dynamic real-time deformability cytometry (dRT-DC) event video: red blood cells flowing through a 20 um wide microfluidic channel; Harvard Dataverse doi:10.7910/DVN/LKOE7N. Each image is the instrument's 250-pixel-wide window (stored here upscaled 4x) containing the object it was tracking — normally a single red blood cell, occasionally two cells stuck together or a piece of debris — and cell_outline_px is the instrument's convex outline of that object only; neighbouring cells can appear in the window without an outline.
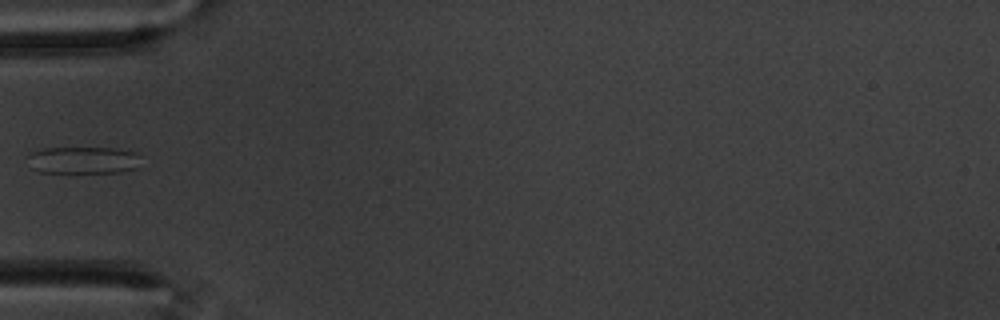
{"species": "common noctule bat (a hibernating species)", "species_latin": "Nyctalus noctula", "temperature_condition": "warm", "stored_images_in_passage": 39, "camera_frame_rate_fps": 3000, "um_per_image_px": 0.085, "animal": {"sex": "male", "body_mass_g": 20.1, "forearm_length_mm": 53.5}, "frame": {"image": 1, "passage_image": 1, "time_ms": 0.0, "image_size_px": [1000, 320], "cell_outline_px": [[136, 168], [120, 172], [40, 172], [32, 168], [28, 156], [32, 152], [44, 148], [116, 148], [136, 152]], "centroid_in_image_um": [7.03, 13.6], "position_along_channel_um": 78.0, "area_um2": 17.46}}
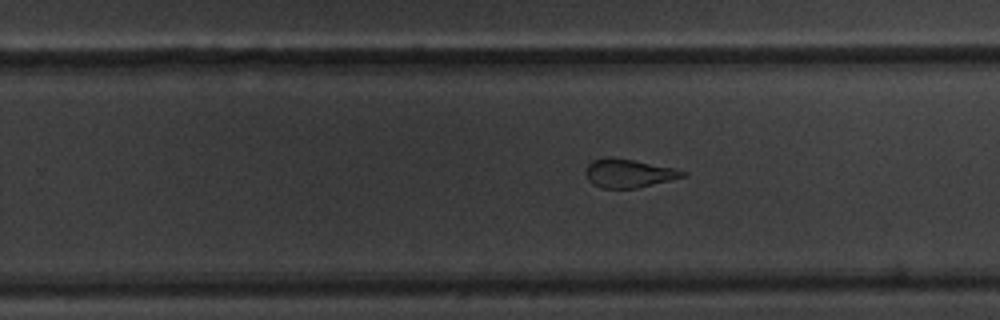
{"frame": {"image": 2, "passage_image": 18, "time_ms": 5.667, "image_size_px": [1000, 320], "cell_outline_px": [[688, 176], [636, 188], [600, 188], [592, 184], [588, 180], [588, 164], [592, 160], [632, 160], [676, 168], [688, 172]], "centroid_in_image_um": [53.54, 14.77], "position_along_channel_um": 276.3, "area_um2": 15.49}}
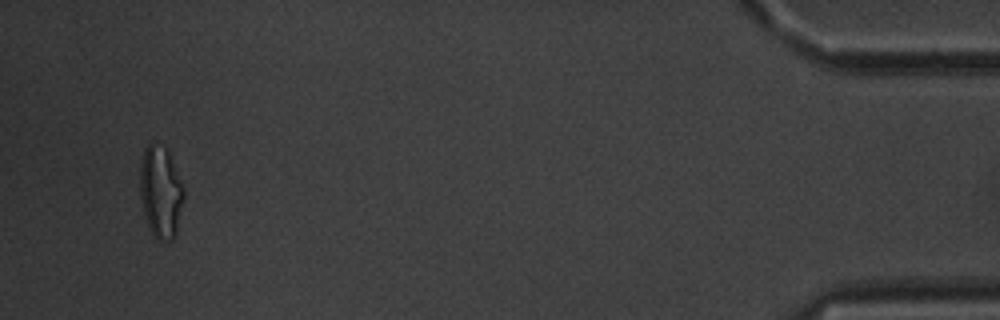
{"frame": {"image": 3, "passage_image": 37, "time_ms": 12.0, "image_size_px": [1000, 320], "cell_outline_px": [[184, 196], [176, 232], [172, 240], [156, 240], [152, 236], [144, 216], [140, 200], [140, 164], [144, 148], [148, 144], [152, 144], [164, 148], [168, 152], [184, 188]], "centroid_in_image_um": [13.63, 16.37], "position_along_channel_um": 421.6, "area_um2": 23.35}}